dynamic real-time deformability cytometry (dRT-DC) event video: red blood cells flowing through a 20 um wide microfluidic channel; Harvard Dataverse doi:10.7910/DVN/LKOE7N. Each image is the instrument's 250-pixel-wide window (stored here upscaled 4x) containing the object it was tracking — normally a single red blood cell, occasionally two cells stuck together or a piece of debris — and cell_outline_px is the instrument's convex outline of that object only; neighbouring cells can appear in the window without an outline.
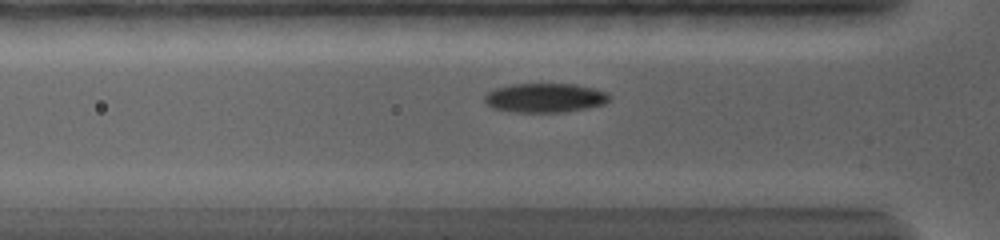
{"species": "common noctule bat (a hibernating species)", "species_latin": "Nyctalus noctula", "temperature_condition": "warm", "stored_images_in_passage": 67, "camera_frame_rate_fps": 5000, "um_per_image_px": 0.085, "animal": {"sex": "female", "body_mass_g": 19.0, "forearm_length_mm": 56.7}, "frame": {"image": 1, "passage_image": 18, "time_ms": 3.8, "image_size_px": [1000, 240], "cell_outline_px": [[612, 96], [604, 104], [588, 108], [564, 112], [516, 112], [492, 108], [484, 100], [484, 96], [488, 92], [496, 88], [512, 84], [576, 84], [592, 88], [604, 92]], "centroid_in_image_um": [46.32, 8.32], "position_along_channel_um": 79.5, "area_um2": 21.15}}
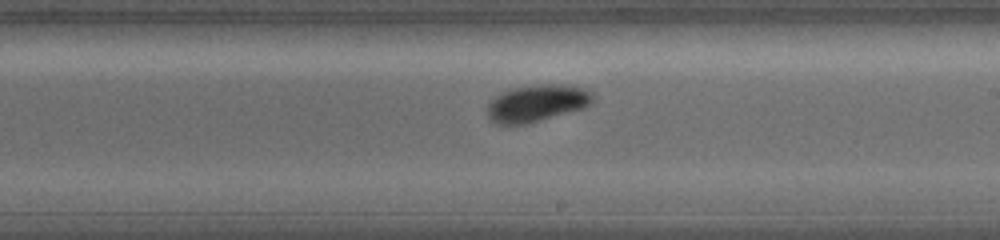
{"frame": {"image": 2, "passage_image": 38, "time_ms": 8.2, "image_size_px": [1000, 240], "cell_outline_px": [[596, 100], [584, 108], [528, 124], [496, 124], [488, 116], [488, 104], [496, 96], [512, 88], [540, 84], [552, 84], [584, 88], [592, 92]], "centroid_in_image_um": [45.68, 8.78], "position_along_channel_um": 243.3, "area_um2": 22.6}}
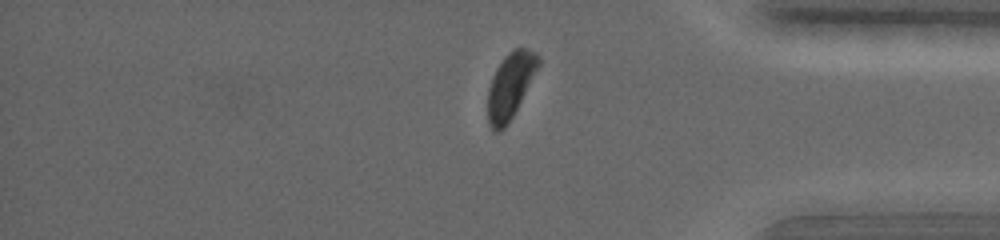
{"frame": {"image": 3, "passage_image": 61, "time_ms": 12.6, "image_size_px": [1000, 240], "cell_outline_px": [[540, 64], [508, 124], [500, 132], [496, 132], [488, 124], [488, 88], [492, 76], [496, 68], [504, 56], [508, 52], [516, 48], [524, 48], [536, 52], [540, 56]], "centroid_in_image_um": [43.36, 7.26], "position_along_channel_um": 391.8, "area_um2": 19.19}, "authors_computed_cell_mechanics": {"area_um2": 20.9814, "velocity_mm_per_s": 3.7333, "shape_relaxation_time_tau1_ms": 3.1323, "shape_relaxation_time_tau2_ms": 6.6075, "deformation_change_tau1": 0.1523, "deformation_change_tau2": 0.0696}}